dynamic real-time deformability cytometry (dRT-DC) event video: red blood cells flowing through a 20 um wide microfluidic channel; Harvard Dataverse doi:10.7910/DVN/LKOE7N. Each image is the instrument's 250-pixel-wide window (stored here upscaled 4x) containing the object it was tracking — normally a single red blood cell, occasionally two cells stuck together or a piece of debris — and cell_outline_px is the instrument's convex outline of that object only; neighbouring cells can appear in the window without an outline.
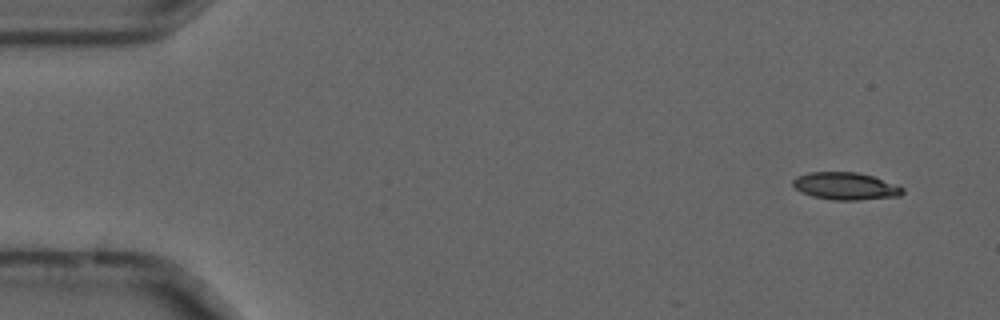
{"species": "common noctule bat (a hibernating species)", "species_latin": "Nyctalus noctula", "temperature_condition": "cold", "stored_images_in_passage": 22, "camera_frame_rate_fps": 3000, "um_per_image_px": 0.085, "animal": {"sex": "male", "forearm_length_mm": 52.5}, "frame": {"image": 1, "passage_image": 4, "time_ms": 1.0, "image_size_px": [1000, 320], "cell_outline_px": [[904, 192], [900, 196], [860, 200], [832, 200], [812, 196], [800, 192], [792, 184], [792, 180], [796, 176], [808, 172], [856, 172], [872, 176], [904, 188]], "centroid_in_image_um": [71.83, 15.82], "position_along_channel_um": 13.2, "area_um2": 17.51}}